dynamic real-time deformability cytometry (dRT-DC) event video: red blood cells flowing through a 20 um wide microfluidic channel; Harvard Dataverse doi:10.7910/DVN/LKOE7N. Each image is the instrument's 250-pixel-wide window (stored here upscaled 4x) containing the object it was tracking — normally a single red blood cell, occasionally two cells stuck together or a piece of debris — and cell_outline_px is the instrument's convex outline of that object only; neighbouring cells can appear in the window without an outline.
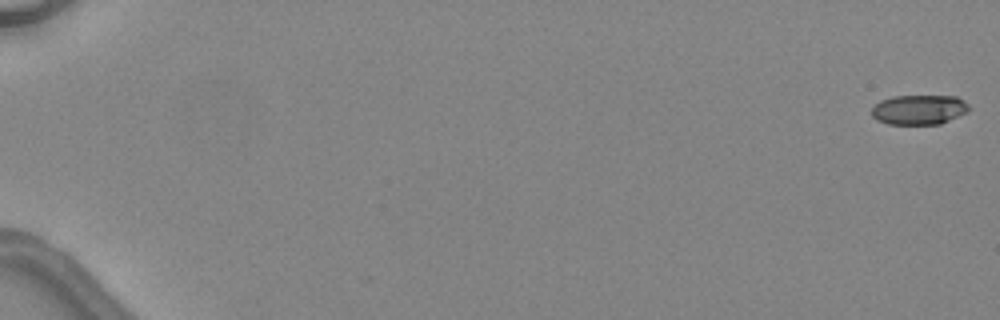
{"species": "common noctule bat (a hibernating species)", "species_latin": "Nyctalus noctula", "temperature_condition": "warm", "stored_images_in_passage": 2, "camera_frame_rate_fps": 3000, "um_per_image_px": 0.085, "animal": {"sex": "female", "body_mass_g": 24.6, "forearm_length_mm": 56.2}, "frame": {"image": 1, "passage_image": 1, "time_ms": 0.0, "image_size_px": [1000, 320], "cell_outline_px": [[968, 112], [940, 124], [888, 124], [876, 120], [872, 116], [872, 108], [880, 100], [892, 96], [956, 96], [964, 100], [968, 104]], "centroid_in_image_um": [78.11, 9.32], "position_along_channel_um": 6.9, "area_um2": 16.94}}